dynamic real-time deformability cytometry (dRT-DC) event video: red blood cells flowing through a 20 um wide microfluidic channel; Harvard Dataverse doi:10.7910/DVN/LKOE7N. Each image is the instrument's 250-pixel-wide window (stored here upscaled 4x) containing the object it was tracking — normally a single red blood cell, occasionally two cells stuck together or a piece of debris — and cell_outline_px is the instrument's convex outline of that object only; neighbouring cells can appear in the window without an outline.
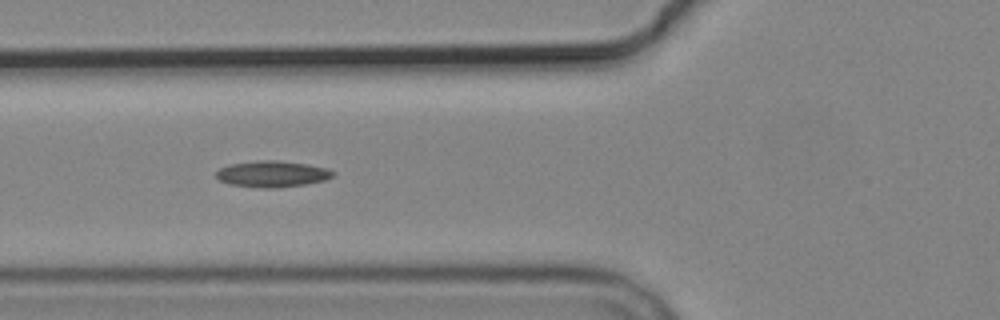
{"species": "common noctule bat (a hibernating species)", "species_latin": "Nyctalus noctula", "temperature_condition": "cold", "stored_images_in_passage": 8, "camera_frame_rate_fps": 3000, "um_per_image_px": 0.085, "animal": {"sex": "male", "body_mass_g": 19.2, "forearm_length_mm": 51.8}, "frame": {"image": 1, "passage_image": 6, "time_ms": 5.667, "image_size_px": [1000, 320], "cell_outline_px": [[336, 172], [332, 176], [324, 180], [304, 184], [276, 188], [264, 188], [232, 184], [220, 180], [216, 176], [216, 172], [220, 168], [228, 164], [256, 160], [280, 160], [304, 164], [324, 168]], "centroid_in_image_um": [23.1, 14.77], "position_along_channel_um": 102.7, "area_um2": 17.63}}
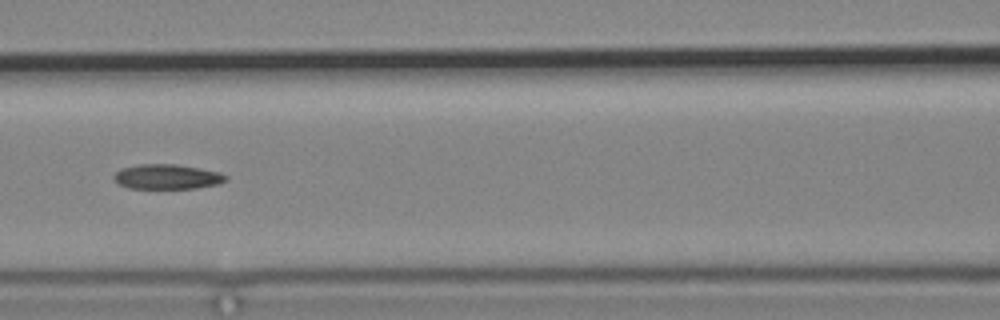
{"frame": {"image": 2, "passage_image": 7, "time_ms": 7.0, "image_size_px": [1000, 320], "cell_outline_px": [[228, 176], [224, 180], [216, 184], [196, 188], [128, 188], [116, 184], [112, 176], [116, 172], [124, 168], [140, 164], [176, 164], [220, 172]], "centroid_in_image_um": [14.15, 15.02], "position_along_channel_um": 152.4, "area_um2": 16.07}}
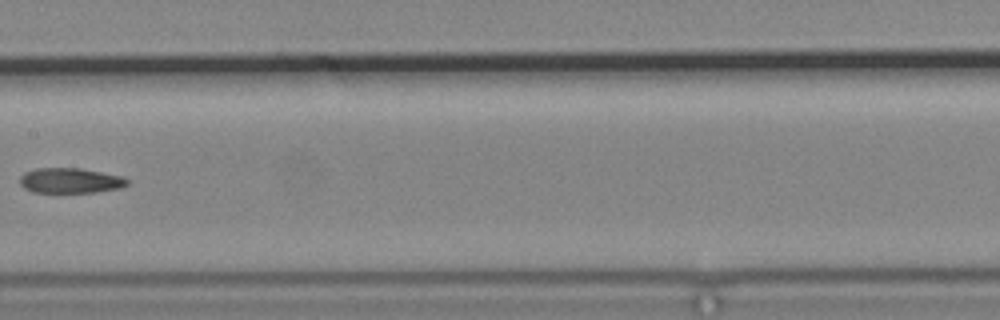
{"frame": {"image": 3, "passage_image": 8, "time_ms": 8.333, "image_size_px": [1000, 320], "cell_outline_px": [[128, 184], [120, 188], [96, 192], [32, 192], [24, 188], [20, 184], [20, 176], [24, 172], [36, 168], [80, 168], [120, 176], [128, 180]], "centroid_in_image_um": [5.93, 15.35], "position_along_channel_um": 201.5, "area_um2": 15.66}}